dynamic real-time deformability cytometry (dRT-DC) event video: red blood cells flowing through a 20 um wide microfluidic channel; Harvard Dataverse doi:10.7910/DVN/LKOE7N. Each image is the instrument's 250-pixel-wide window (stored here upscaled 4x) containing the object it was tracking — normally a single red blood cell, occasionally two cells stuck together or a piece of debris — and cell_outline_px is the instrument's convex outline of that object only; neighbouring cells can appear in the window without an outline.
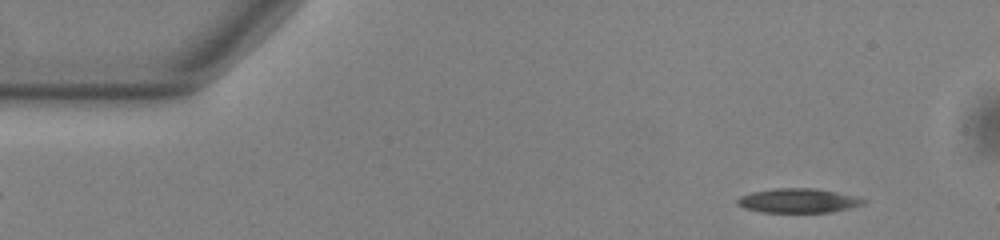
{"species": "common noctule bat (a hibernating species)", "species_latin": "Nyctalus noctula", "temperature_condition": "warm", "stored_images_in_passage": 8, "camera_frame_rate_fps": 3000, "um_per_image_px": 0.085, "animal": {"sex": "male", "body_mass_g": 13.0, "forearm_length_mm": 53.1}, "frame": {"image": 1, "passage_image": 5, "time_ms": 1.333, "image_size_px": [1000, 240], "cell_outline_px": [[868, 200], [864, 204], [832, 212], [760, 212], [744, 208], [736, 204], [736, 200], [740, 196], [752, 192], [776, 188], [816, 188], [836, 192]], "centroid_in_image_um": [67.81, 17.05], "position_along_channel_um": 17.2, "area_um2": 17.8}}